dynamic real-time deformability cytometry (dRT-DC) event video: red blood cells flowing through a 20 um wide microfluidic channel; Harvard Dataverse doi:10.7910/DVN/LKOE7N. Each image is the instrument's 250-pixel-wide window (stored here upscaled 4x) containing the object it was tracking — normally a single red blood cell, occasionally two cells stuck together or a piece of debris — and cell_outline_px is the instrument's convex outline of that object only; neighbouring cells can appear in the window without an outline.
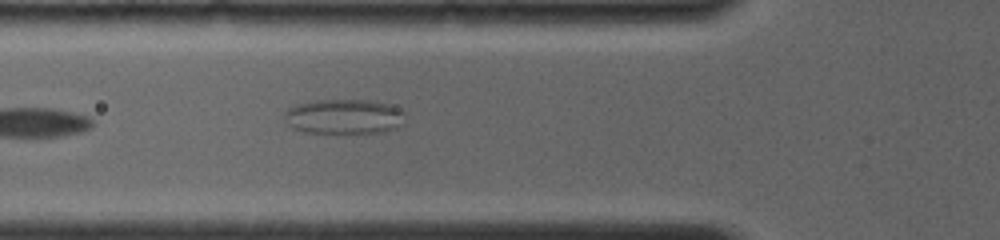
{"species": "common noctule bat (a hibernating species)", "species_latin": "Nyctalus noctula", "temperature_condition": "room temperature", "stored_images_in_passage": 3, "camera_frame_rate_fps": 4000, "um_per_image_px": 0.085, "animal": {"sex": "female", "body_mass_g": 19.0, "forearm_length_mm": 56.7}, "frame": {"image": 1, "passage_image": 3, "time_ms": 1.5, "image_size_px": [1000, 240], "cell_outline_px": [[404, 112], [400, 124], [396, 128], [384, 132], [304, 132], [292, 128], [284, 120], [284, 112], [288, 108], [296, 104], [316, 100], [368, 100], [388, 104], [400, 108]], "centroid_in_image_um": [29.19, 9.89], "position_along_channel_um": 96.6, "area_um2": 24.33}}